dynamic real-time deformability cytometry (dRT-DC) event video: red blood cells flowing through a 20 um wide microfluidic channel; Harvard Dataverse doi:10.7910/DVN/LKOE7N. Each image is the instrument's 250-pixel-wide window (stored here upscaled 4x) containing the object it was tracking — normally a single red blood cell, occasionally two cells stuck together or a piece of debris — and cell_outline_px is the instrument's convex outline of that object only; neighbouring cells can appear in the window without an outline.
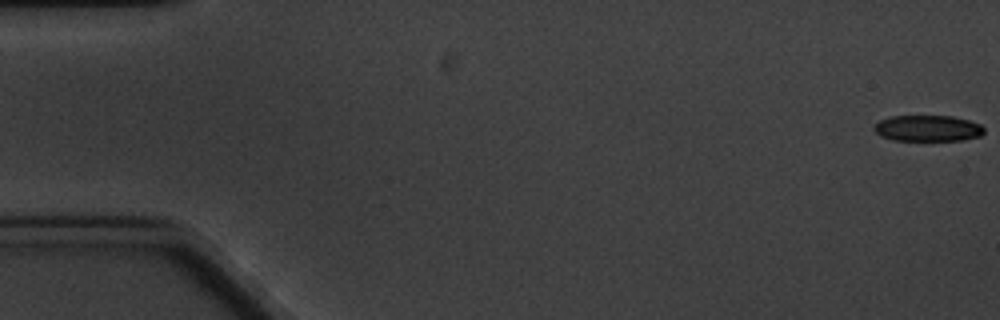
{"species": "common noctule bat (a hibernating species)", "species_latin": "Nyctalus noctula", "temperature_condition": "cold", "stored_images_in_passage": 7, "segment_of_instrument_passage": [1, 2], "camera_frame_rate_fps": 3000, "um_per_image_px": 0.085, "animal": {"sex": "male", "body_mass_g": 20.1, "forearm_length_mm": 53.5}, "frame": {"image": 1, "passage_image": 1, "time_ms": 0.0, "image_size_px": [1000, 320], "cell_outline_px": [[984, 132], [980, 136], [964, 140], [892, 140], [880, 136], [872, 128], [880, 120], [892, 116], [952, 116], [968, 120], [980, 124], [984, 128]], "centroid_in_image_um": [78.86, 10.91], "position_along_channel_um": 6.1, "area_um2": 16.7}}
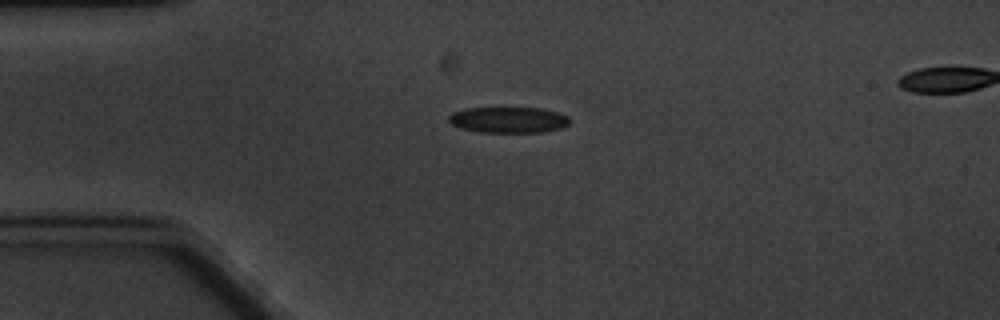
{"frame": {"image": 2, "passage_image": 5, "time_ms": 4.667, "image_size_px": [1000, 320], "cell_outline_px": [[572, 120], [564, 128], [544, 132], [480, 132], [460, 128], [452, 124], [448, 120], [448, 116], [452, 112], [464, 108], [540, 108], [556, 112], [568, 116]], "centroid_in_image_um": [43.23, 10.19], "position_along_channel_um": 41.8, "area_um2": 18.44}}